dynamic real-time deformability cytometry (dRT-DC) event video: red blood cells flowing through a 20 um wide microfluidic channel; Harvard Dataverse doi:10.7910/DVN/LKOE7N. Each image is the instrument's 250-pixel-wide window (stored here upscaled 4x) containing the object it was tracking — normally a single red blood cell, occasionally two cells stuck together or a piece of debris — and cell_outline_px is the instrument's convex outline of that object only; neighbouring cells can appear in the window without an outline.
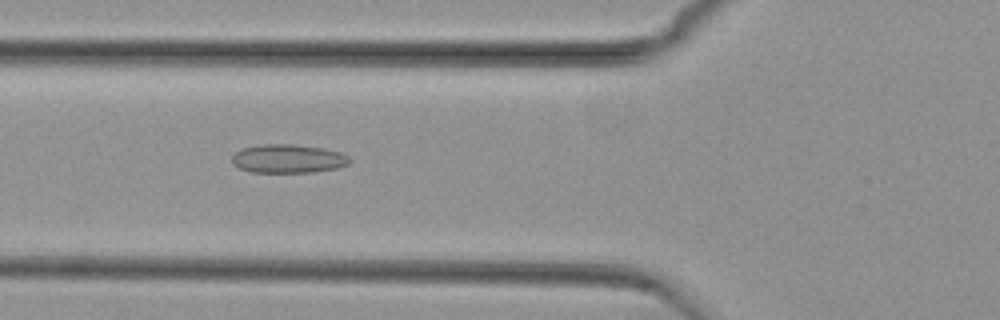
{"species": "common noctule bat (a hibernating species)", "species_latin": "Nyctalus noctula", "temperature_condition": "cold", "stored_images_in_passage": 7, "camera_frame_rate_fps": 3000, "um_per_image_px": 0.085, "animal": {"sex": "female", "body_mass_g": 29.2, "forearm_length_mm": 56.3}, "frame": {"image": 1, "passage_image": 5, "time_ms": 1.333, "image_size_px": [1000, 320], "cell_outline_px": [[352, 160], [348, 164], [336, 168], [312, 172], [248, 172], [232, 164], [232, 156], [240, 148], [264, 144], [292, 144], [324, 148], [340, 152], [348, 156]], "centroid_in_image_um": [24.47, 13.48], "position_along_channel_um": 101.3, "area_um2": 19.71}}